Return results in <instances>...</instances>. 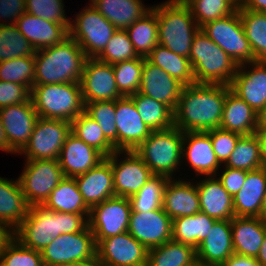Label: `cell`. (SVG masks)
<instances>
[{
    "instance_id": "1",
    "label": "cell",
    "mask_w": 266,
    "mask_h": 266,
    "mask_svg": "<svg viewBox=\"0 0 266 266\" xmlns=\"http://www.w3.org/2000/svg\"><path fill=\"white\" fill-rule=\"evenodd\" d=\"M226 85L184 86L174 111V126L182 132H207L220 127Z\"/></svg>"
},
{
    "instance_id": "44",
    "label": "cell",
    "mask_w": 266,
    "mask_h": 266,
    "mask_svg": "<svg viewBox=\"0 0 266 266\" xmlns=\"http://www.w3.org/2000/svg\"><path fill=\"white\" fill-rule=\"evenodd\" d=\"M35 51L16 25H0V62L34 56Z\"/></svg>"
},
{
    "instance_id": "14",
    "label": "cell",
    "mask_w": 266,
    "mask_h": 266,
    "mask_svg": "<svg viewBox=\"0 0 266 266\" xmlns=\"http://www.w3.org/2000/svg\"><path fill=\"white\" fill-rule=\"evenodd\" d=\"M120 154H124L121 160L119 159L121 158ZM111 167L116 197L129 198L137 193L153 176L150 168L135 150L113 152L111 154Z\"/></svg>"
},
{
    "instance_id": "59",
    "label": "cell",
    "mask_w": 266,
    "mask_h": 266,
    "mask_svg": "<svg viewBox=\"0 0 266 266\" xmlns=\"http://www.w3.org/2000/svg\"><path fill=\"white\" fill-rule=\"evenodd\" d=\"M0 150L4 151V152H8L11 154H15L10 148H9V142L8 139L6 137V133L5 130L3 128L2 125V121H1V116H0Z\"/></svg>"
},
{
    "instance_id": "20",
    "label": "cell",
    "mask_w": 266,
    "mask_h": 266,
    "mask_svg": "<svg viewBox=\"0 0 266 266\" xmlns=\"http://www.w3.org/2000/svg\"><path fill=\"white\" fill-rule=\"evenodd\" d=\"M0 116L9 148L18 154L29 142L35 123L39 118L31 98L23 104L0 108Z\"/></svg>"
},
{
    "instance_id": "6",
    "label": "cell",
    "mask_w": 266,
    "mask_h": 266,
    "mask_svg": "<svg viewBox=\"0 0 266 266\" xmlns=\"http://www.w3.org/2000/svg\"><path fill=\"white\" fill-rule=\"evenodd\" d=\"M183 134L173 126L166 130L152 131L135 150L153 175L175 178L182 161Z\"/></svg>"
},
{
    "instance_id": "42",
    "label": "cell",
    "mask_w": 266,
    "mask_h": 266,
    "mask_svg": "<svg viewBox=\"0 0 266 266\" xmlns=\"http://www.w3.org/2000/svg\"><path fill=\"white\" fill-rule=\"evenodd\" d=\"M222 167L252 171L262 167L260 148L255 134L242 136L236 143L234 151Z\"/></svg>"
},
{
    "instance_id": "17",
    "label": "cell",
    "mask_w": 266,
    "mask_h": 266,
    "mask_svg": "<svg viewBox=\"0 0 266 266\" xmlns=\"http://www.w3.org/2000/svg\"><path fill=\"white\" fill-rule=\"evenodd\" d=\"M230 89L258 114L266 106V61L238 65Z\"/></svg>"
},
{
    "instance_id": "3",
    "label": "cell",
    "mask_w": 266,
    "mask_h": 266,
    "mask_svg": "<svg viewBox=\"0 0 266 266\" xmlns=\"http://www.w3.org/2000/svg\"><path fill=\"white\" fill-rule=\"evenodd\" d=\"M34 85L80 83L85 61L84 50L70 36L54 46L35 51Z\"/></svg>"
},
{
    "instance_id": "30",
    "label": "cell",
    "mask_w": 266,
    "mask_h": 266,
    "mask_svg": "<svg viewBox=\"0 0 266 266\" xmlns=\"http://www.w3.org/2000/svg\"><path fill=\"white\" fill-rule=\"evenodd\" d=\"M266 194V169L261 167L247 171L246 180L233 197L234 215L238 217H260Z\"/></svg>"
},
{
    "instance_id": "37",
    "label": "cell",
    "mask_w": 266,
    "mask_h": 266,
    "mask_svg": "<svg viewBox=\"0 0 266 266\" xmlns=\"http://www.w3.org/2000/svg\"><path fill=\"white\" fill-rule=\"evenodd\" d=\"M142 121L152 130H166L174 126V112L164 103L142 93L129 96Z\"/></svg>"
},
{
    "instance_id": "19",
    "label": "cell",
    "mask_w": 266,
    "mask_h": 266,
    "mask_svg": "<svg viewBox=\"0 0 266 266\" xmlns=\"http://www.w3.org/2000/svg\"><path fill=\"white\" fill-rule=\"evenodd\" d=\"M117 151L136 150L152 130L142 121L133 100L123 96L115 100Z\"/></svg>"
},
{
    "instance_id": "58",
    "label": "cell",
    "mask_w": 266,
    "mask_h": 266,
    "mask_svg": "<svg viewBox=\"0 0 266 266\" xmlns=\"http://www.w3.org/2000/svg\"><path fill=\"white\" fill-rule=\"evenodd\" d=\"M254 134L259 142L262 167L266 169V131H256Z\"/></svg>"
},
{
    "instance_id": "5",
    "label": "cell",
    "mask_w": 266,
    "mask_h": 266,
    "mask_svg": "<svg viewBox=\"0 0 266 266\" xmlns=\"http://www.w3.org/2000/svg\"><path fill=\"white\" fill-rule=\"evenodd\" d=\"M30 96L41 118L71 122L85 111L80 83L34 85Z\"/></svg>"
},
{
    "instance_id": "49",
    "label": "cell",
    "mask_w": 266,
    "mask_h": 266,
    "mask_svg": "<svg viewBox=\"0 0 266 266\" xmlns=\"http://www.w3.org/2000/svg\"><path fill=\"white\" fill-rule=\"evenodd\" d=\"M85 112L100 126L105 138L117 151L115 101H96L85 104Z\"/></svg>"
},
{
    "instance_id": "25",
    "label": "cell",
    "mask_w": 266,
    "mask_h": 266,
    "mask_svg": "<svg viewBox=\"0 0 266 266\" xmlns=\"http://www.w3.org/2000/svg\"><path fill=\"white\" fill-rule=\"evenodd\" d=\"M180 179H168L163 191L162 208L172 220L192 216L201 210L197 185L192 180Z\"/></svg>"
},
{
    "instance_id": "21",
    "label": "cell",
    "mask_w": 266,
    "mask_h": 266,
    "mask_svg": "<svg viewBox=\"0 0 266 266\" xmlns=\"http://www.w3.org/2000/svg\"><path fill=\"white\" fill-rule=\"evenodd\" d=\"M183 88L181 82L144 58L139 93L164 103L174 112Z\"/></svg>"
},
{
    "instance_id": "55",
    "label": "cell",
    "mask_w": 266,
    "mask_h": 266,
    "mask_svg": "<svg viewBox=\"0 0 266 266\" xmlns=\"http://www.w3.org/2000/svg\"><path fill=\"white\" fill-rule=\"evenodd\" d=\"M25 12L26 0H0V18L10 20L2 22L0 25H15Z\"/></svg>"
},
{
    "instance_id": "57",
    "label": "cell",
    "mask_w": 266,
    "mask_h": 266,
    "mask_svg": "<svg viewBox=\"0 0 266 266\" xmlns=\"http://www.w3.org/2000/svg\"><path fill=\"white\" fill-rule=\"evenodd\" d=\"M237 9H250L266 13V0H239Z\"/></svg>"
},
{
    "instance_id": "4",
    "label": "cell",
    "mask_w": 266,
    "mask_h": 266,
    "mask_svg": "<svg viewBox=\"0 0 266 266\" xmlns=\"http://www.w3.org/2000/svg\"><path fill=\"white\" fill-rule=\"evenodd\" d=\"M195 83L230 86L238 64L201 29L194 35L189 54Z\"/></svg>"
},
{
    "instance_id": "38",
    "label": "cell",
    "mask_w": 266,
    "mask_h": 266,
    "mask_svg": "<svg viewBox=\"0 0 266 266\" xmlns=\"http://www.w3.org/2000/svg\"><path fill=\"white\" fill-rule=\"evenodd\" d=\"M196 259L194 247L170 240L148 250L146 266H187Z\"/></svg>"
},
{
    "instance_id": "28",
    "label": "cell",
    "mask_w": 266,
    "mask_h": 266,
    "mask_svg": "<svg viewBox=\"0 0 266 266\" xmlns=\"http://www.w3.org/2000/svg\"><path fill=\"white\" fill-rule=\"evenodd\" d=\"M15 25L35 50L59 44L69 36V31L63 25L26 12Z\"/></svg>"
},
{
    "instance_id": "26",
    "label": "cell",
    "mask_w": 266,
    "mask_h": 266,
    "mask_svg": "<svg viewBox=\"0 0 266 266\" xmlns=\"http://www.w3.org/2000/svg\"><path fill=\"white\" fill-rule=\"evenodd\" d=\"M233 254L231 220H217L196 248L197 259L209 266H221Z\"/></svg>"
},
{
    "instance_id": "51",
    "label": "cell",
    "mask_w": 266,
    "mask_h": 266,
    "mask_svg": "<svg viewBox=\"0 0 266 266\" xmlns=\"http://www.w3.org/2000/svg\"><path fill=\"white\" fill-rule=\"evenodd\" d=\"M64 6L63 0H26V13L61 24L69 31L71 20L65 14Z\"/></svg>"
},
{
    "instance_id": "27",
    "label": "cell",
    "mask_w": 266,
    "mask_h": 266,
    "mask_svg": "<svg viewBox=\"0 0 266 266\" xmlns=\"http://www.w3.org/2000/svg\"><path fill=\"white\" fill-rule=\"evenodd\" d=\"M201 212L215 220H232L233 197L224 189L217 176H206L196 183Z\"/></svg>"
},
{
    "instance_id": "23",
    "label": "cell",
    "mask_w": 266,
    "mask_h": 266,
    "mask_svg": "<svg viewBox=\"0 0 266 266\" xmlns=\"http://www.w3.org/2000/svg\"><path fill=\"white\" fill-rule=\"evenodd\" d=\"M185 158L196 175L215 176L221 171L208 132H184L182 159Z\"/></svg>"
},
{
    "instance_id": "62",
    "label": "cell",
    "mask_w": 266,
    "mask_h": 266,
    "mask_svg": "<svg viewBox=\"0 0 266 266\" xmlns=\"http://www.w3.org/2000/svg\"><path fill=\"white\" fill-rule=\"evenodd\" d=\"M60 266H100V263L97 260V257H95L92 260L67 263V264L60 265Z\"/></svg>"
},
{
    "instance_id": "7",
    "label": "cell",
    "mask_w": 266,
    "mask_h": 266,
    "mask_svg": "<svg viewBox=\"0 0 266 266\" xmlns=\"http://www.w3.org/2000/svg\"><path fill=\"white\" fill-rule=\"evenodd\" d=\"M158 19V44L189 58L192 40L200 27L188 6L152 5Z\"/></svg>"
},
{
    "instance_id": "48",
    "label": "cell",
    "mask_w": 266,
    "mask_h": 266,
    "mask_svg": "<svg viewBox=\"0 0 266 266\" xmlns=\"http://www.w3.org/2000/svg\"><path fill=\"white\" fill-rule=\"evenodd\" d=\"M35 59L34 56L13 58L0 62V80L26 85L30 90L34 86Z\"/></svg>"
},
{
    "instance_id": "64",
    "label": "cell",
    "mask_w": 266,
    "mask_h": 266,
    "mask_svg": "<svg viewBox=\"0 0 266 266\" xmlns=\"http://www.w3.org/2000/svg\"><path fill=\"white\" fill-rule=\"evenodd\" d=\"M260 218L266 223V194H265L264 199H263Z\"/></svg>"
},
{
    "instance_id": "40",
    "label": "cell",
    "mask_w": 266,
    "mask_h": 266,
    "mask_svg": "<svg viewBox=\"0 0 266 266\" xmlns=\"http://www.w3.org/2000/svg\"><path fill=\"white\" fill-rule=\"evenodd\" d=\"M255 60L266 61V13L238 9Z\"/></svg>"
},
{
    "instance_id": "41",
    "label": "cell",
    "mask_w": 266,
    "mask_h": 266,
    "mask_svg": "<svg viewBox=\"0 0 266 266\" xmlns=\"http://www.w3.org/2000/svg\"><path fill=\"white\" fill-rule=\"evenodd\" d=\"M71 133L109 157L115 152L114 146L105 138L98 123L85 111L71 121Z\"/></svg>"
},
{
    "instance_id": "39",
    "label": "cell",
    "mask_w": 266,
    "mask_h": 266,
    "mask_svg": "<svg viewBox=\"0 0 266 266\" xmlns=\"http://www.w3.org/2000/svg\"><path fill=\"white\" fill-rule=\"evenodd\" d=\"M130 41L139 57L146 58L158 44V19L151 9L141 19L126 29Z\"/></svg>"
},
{
    "instance_id": "50",
    "label": "cell",
    "mask_w": 266,
    "mask_h": 266,
    "mask_svg": "<svg viewBox=\"0 0 266 266\" xmlns=\"http://www.w3.org/2000/svg\"><path fill=\"white\" fill-rule=\"evenodd\" d=\"M139 58L133 43L130 41L126 30L117 29L103 51L96 57L97 60L114 64L120 61Z\"/></svg>"
},
{
    "instance_id": "43",
    "label": "cell",
    "mask_w": 266,
    "mask_h": 266,
    "mask_svg": "<svg viewBox=\"0 0 266 266\" xmlns=\"http://www.w3.org/2000/svg\"><path fill=\"white\" fill-rule=\"evenodd\" d=\"M168 179L163 175H153L137 193L129 197L131 210L147 213L160 209L163 203V191Z\"/></svg>"
},
{
    "instance_id": "52",
    "label": "cell",
    "mask_w": 266,
    "mask_h": 266,
    "mask_svg": "<svg viewBox=\"0 0 266 266\" xmlns=\"http://www.w3.org/2000/svg\"><path fill=\"white\" fill-rule=\"evenodd\" d=\"M210 135L212 147L221 165H224L234 151L236 143L242 135L220 128L207 131Z\"/></svg>"
},
{
    "instance_id": "16",
    "label": "cell",
    "mask_w": 266,
    "mask_h": 266,
    "mask_svg": "<svg viewBox=\"0 0 266 266\" xmlns=\"http://www.w3.org/2000/svg\"><path fill=\"white\" fill-rule=\"evenodd\" d=\"M84 103L115 101L123 95L119 92L112 64L96 58H87L80 80Z\"/></svg>"
},
{
    "instance_id": "65",
    "label": "cell",
    "mask_w": 266,
    "mask_h": 266,
    "mask_svg": "<svg viewBox=\"0 0 266 266\" xmlns=\"http://www.w3.org/2000/svg\"><path fill=\"white\" fill-rule=\"evenodd\" d=\"M187 266H209V265L205 264L203 261H201L199 259H196L191 264H189Z\"/></svg>"
},
{
    "instance_id": "18",
    "label": "cell",
    "mask_w": 266,
    "mask_h": 266,
    "mask_svg": "<svg viewBox=\"0 0 266 266\" xmlns=\"http://www.w3.org/2000/svg\"><path fill=\"white\" fill-rule=\"evenodd\" d=\"M128 232L148 250L172 240V219L163 208L130 213Z\"/></svg>"
},
{
    "instance_id": "32",
    "label": "cell",
    "mask_w": 266,
    "mask_h": 266,
    "mask_svg": "<svg viewBox=\"0 0 266 266\" xmlns=\"http://www.w3.org/2000/svg\"><path fill=\"white\" fill-rule=\"evenodd\" d=\"M29 207L18 179L0 177V223L13 232L26 218Z\"/></svg>"
},
{
    "instance_id": "2",
    "label": "cell",
    "mask_w": 266,
    "mask_h": 266,
    "mask_svg": "<svg viewBox=\"0 0 266 266\" xmlns=\"http://www.w3.org/2000/svg\"><path fill=\"white\" fill-rule=\"evenodd\" d=\"M89 214L49 211L43 206H30L26 218L12 232L27 248L42 252L53 238L83 231Z\"/></svg>"
},
{
    "instance_id": "24",
    "label": "cell",
    "mask_w": 266,
    "mask_h": 266,
    "mask_svg": "<svg viewBox=\"0 0 266 266\" xmlns=\"http://www.w3.org/2000/svg\"><path fill=\"white\" fill-rule=\"evenodd\" d=\"M105 158L97 149L71 133L61 148L58 162L64 177H75L96 167Z\"/></svg>"
},
{
    "instance_id": "54",
    "label": "cell",
    "mask_w": 266,
    "mask_h": 266,
    "mask_svg": "<svg viewBox=\"0 0 266 266\" xmlns=\"http://www.w3.org/2000/svg\"><path fill=\"white\" fill-rule=\"evenodd\" d=\"M246 175L247 171L225 167L221 174L215 176H218L224 189L234 197L245 183Z\"/></svg>"
},
{
    "instance_id": "63",
    "label": "cell",
    "mask_w": 266,
    "mask_h": 266,
    "mask_svg": "<svg viewBox=\"0 0 266 266\" xmlns=\"http://www.w3.org/2000/svg\"><path fill=\"white\" fill-rule=\"evenodd\" d=\"M192 0H167L163 1L162 4L166 5H179V6H187Z\"/></svg>"
},
{
    "instance_id": "11",
    "label": "cell",
    "mask_w": 266,
    "mask_h": 266,
    "mask_svg": "<svg viewBox=\"0 0 266 266\" xmlns=\"http://www.w3.org/2000/svg\"><path fill=\"white\" fill-rule=\"evenodd\" d=\"M71 134V122L39 117L29 142L18 153L26 160L58 159L65 140Z\"/></svg>"
},
{
    "instance_id": "36",
    "label": "cell",
    "mask_w": 266,
    "mask_h": 266,
    "mask_svg": "<svg viewBox=\"0 0 266 266\" xmlns=\"http://www.w3.org/2000/svg\"><path fill=\"white\" fill-rule=\"evenodd\" d=\"M146 59L162 68L184 86L195 83L193 68L189 58L170 51L167 47L157 44Z\"/></svg>"
},
{
    "instance_id": "31",
    "label": "cell",
    "mask_w": 266,
    "mask_h": 266,
    "mask_svg": "<svg viewBox=\"0 0 266 266\" xmlns=\"http://www.w3.org/2000/svg\"><path fill=\"white\" fill-rule=\"evenodd\" d=\"M257 113L226 85V99L220 129L242 136L253 135L257 131Z\"/></svg>"
},
{
    "instance_id": "46",
    "label": "cell",
    "mask_w": 266,
    "mask_h": 266,
    "mask_svg": "<svg viewBox=\"0 0 266 266\" xmlns=\"http://www.w3.org/2000/svg\"><path fill=\"white\" fill-rule=\"evenodd\" d=\"M116 85L123 96L135 94L140 89L144 58L120 61L112 64Z\"/></svg>"
},
{
    "instance_id": "12",
    "label": "cell",
    "mask_w": 266,
    "mask_h": 266,
    "mask_svg": "<svg viewBox=\"0 0 266 266\" xmlns=\"http://www.w3.org/2000/svg\"><path fill=\"white\" fill-rule=\"evenodd\" d=\"M41 255L44 266L92 260L96 257L94 235L88 226L80 232L61 234L53 238Z\"/></svg>"
},
{
    "instance_id": "60",
    "label": "cell",
    "mask_w": 266,
    "mask_h": 266,
    "mask_svg": "<svg viewBox=\"0 0 266 266\" xmlns=\"http://www.w3.org/2000/svg\"><path fill=\"white\" fill-rule=\"evenodd\" d=\"M257 131H266V106L257 115Z\"/></svg>"
},
{
    "instance_id": "47",
    "label": "cell",
    "mask_w": 266,
    "mask_h": 266,
    "mask_svg": "<svg viewBox=\"0 0 266 266\" xmlns=\"http://www.w3.org/2000/svg\"><path fill=\"white\" fill-rule=\"evenodd\" d=\"M0 266H44L41 252L27 248L11 236L0 250Z\"/></svg>"
},
{
    "instance_id": "56",
    "label": "cell",
    "mask_w": 266,
    "mask_h": 266,
    "mask_svg": "<svg viewBox=\"0 0 266 266\" xmlns=\"http://www.w3.org/2000/svg\"><path fill=\"white\" fill-rule=\"evenodd\" d=\"M221 266H261L256 258L233 254Z\"/></svg>"
},
{
    "instance_id": "34",
    "label": "cell",
    "mask_w": 266,
    "mask_h": 266,
    "mask_svg": "<svg viewBox=\"0 0 266 266\" xmlns=\"http://www.w3.org/2000/svg\"><path fill=\"white\" fill-rule=\"evenodd\" d=\"M49 211L89 214L74 177H64L42 205Z\"/></svg>"
},
{
    "instance_id": "15",
    "label": "cell",
    "mask_w": 266,
    "mask_h": 266,
    "mask_svg": "<svg viewBox=\"0 0 266 266\" xmlns=\"http://www.w3.org/2000/svg\"><path fill=\"white\" fill-rule=\"evenodd\" d=\"M100 264L109 266H146L148 249L129 232L101 239L96 244Z\"/></svg>"
},
{
    "instance_id": "8",
    "label": "cell",
    "mask_w": 266,
    "mask_h": 266,
    "mask_svg": "<svg viewBox=\"0 0 266 266\" xmlns=\"http://www.w3.org/2000/svg\"><path fill=\"white\" fill-rule=\"evenodd\" d=\"M88 5L76 14V19H71L69 36L84 50L87 58H96L117 29L92 5Z\"/></svg>"
},
{
    "instance_id": "33",
    "label": "cell",
    "mask_w": 266,
    "mask_h": 266,
    "mask_svg": "<svg viewBox=\"0 0 266 266\" xmlns=\"http://www.w3.org/2000/svg\"><path fill=\"white\" fill-rule=\"evenodd\" d=\"M90 5L120 30H126L152 9L141 0H90Z\"/></svg>"
},
{
    "instance_id": "45",
    "label": "cell",
    "mask_w": 266,
    "mask_h": 266,
    "mask_svg": "<svg viewBox=\"0 0 266 266\" xmlns=\"http://www.w3.org/2000/svg\"><path fill=\"white\" fill-rule=\"evenodd\" d=\"M239 0H192L189 7L199 27L207 22L224 18L234 13Z\"/></svg>"
},
{
    "instance_id": "53",
    "label": "cell",
    "mask_w": 266,
    "mask_h": 266,
    "mask_svg": "<svg viewBox=\"0 0 266 266\" xmlns=\"http://www.w3.org/2000/svg\"><path fill=\"white\" fill-rule=\"evenodd\" d=\"M30 95L31 90L26 85L0 80V108L26 103Z\"/></svg>"
},
{
    "instance_id": "29",
    "label": "cell",
    "mask_w": 266,
    "mask_h": 266,
    "mask_svg": "<svg viewBox=\"0 0 266 266\" xmlns=\"http://www.w3.org/2000/svg\"><path fill=\"white\" fill-rule=\"evenodd\" d=\"M234 253L256 258L266 233V223L260 217H238L231 220Z\"/></svg>"
},
{
    "instance_id": "22",
    "label": "cell",
    "mask_w": 266,
    "mask_h": 266,
    "mask_svg": "<svg viewBox=\"0 0 266 266\" xmlns=\"http://www.w3.org/2000/svg\"><path fill=\"white\" fill-rule=\"evenodd\" d=\"M74 179L89 208L115 197L111 155L86 173L75 176Z\"/></svg>"
},
{
    "instance_id": "9",
    "label": "cell",
    "mask_w": 266,
    "mask_h": 266,
    "mask_svg": "<svg viewBox=\"0 0 266 266\" xmlns=\"http://www.w3.org/2000/svg\"><path fill=\"white\" fill-rule=\"evenodd\" d=\"M18 181L29 206H42L64 178L58 159L25 160Z\"/></svg>"
},
{
    "instance_id": "13",
    "label": "cell",
    "mask_w": 266,
    "mask_h": 266,
    "mask_svg": "<svg viewBox=\"0 0 266 266\" xmlns=\"http://www.w3.org/2000/svg\"><path fill=\"white\" fill-rule=\"evenodd\" d=\"M131 203L128 197H112L90 208L88 227L95 243L128 232Z\"/></svg>"
},
{
    "instance_id": "10",
    "label": "cell",
    "mask_w": 266,
    "mask_h": 266,
    "mask_svg": "<svg viewBox=\"0 0 266 266\" xmlns=\"http://www.w3.org/2000/svg\"><path fill=\"white\" fill-rule=\"evenodd\" d=\"M200 29L238 65L256 61L238 9L224 18L207 22Z\"/></svg>"
},
{
    "instance_id": "35",
    "label": "cell",
    "mask_w": 266,
    "mask_h": 266,
    "mask_svg": "<svg viewBox=\"0 0 266 266\" xmlns=\"http://www.w3.org/2000/svg\"><path fill=\"white\" fill-rule=\"evenodd\" d=\"M216 221L201 211L192 216L175 218L172 220V240L196 249Z\"/></svg>"
},
{
    "instance_id": "61",
    "label": "cell",
    "mask_w": 266,
    "mask_h": 266,
    "mask_svg": "<svg viewBox=\"0 0 266 266\" xmlns=\"http://www.w3.org/2000/svg\"><path fill=\"white\" fill-rule=\"evenodd\" d=\"M256 260L261 266H266V233Z\"/></svg>"
}]
</instances>
